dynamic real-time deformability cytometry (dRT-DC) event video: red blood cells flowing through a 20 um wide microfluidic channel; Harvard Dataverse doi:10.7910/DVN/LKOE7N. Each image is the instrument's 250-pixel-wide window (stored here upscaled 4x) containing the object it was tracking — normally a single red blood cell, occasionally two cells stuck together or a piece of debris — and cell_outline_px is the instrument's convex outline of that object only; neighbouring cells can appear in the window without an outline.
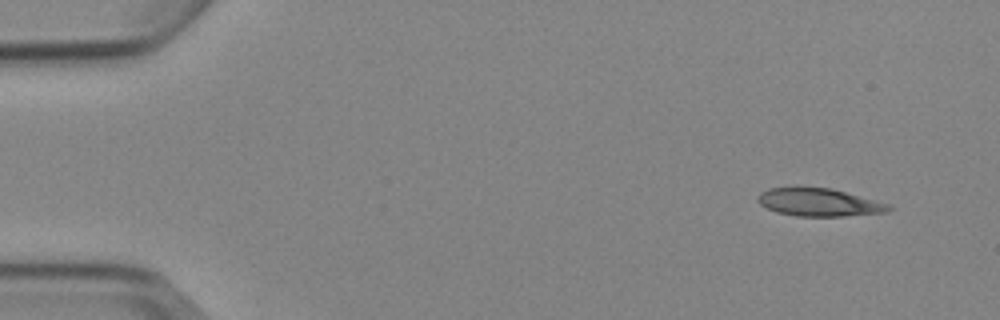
{"species": "Egyptian fruit bat (a non-hibernating species)", "species_latin": "Rousettus aegyptiacus", "temperature_condition": "cold", "stored_images_in_passage": 4, "camera_frame_rate_fps": 3000, "um_per_image_px": 0.085, "animal": {"sex": "female"}, "frame": {"image": 1, "passage_image": 1, "time_ms": 0.0, "image_size_px": [1000, 320], "cell_outline_px": [[896, 208], [884, 212], [844, 216], [796, 216], [776, 212], [760, 204], [756, 200], [760, 192], [768, 188], [832, 188], [892, 204]], "centroid_in_image_um": [69.67, 17.2], "position_along_channel_um": 15.3, "area_um2": 21.27}}
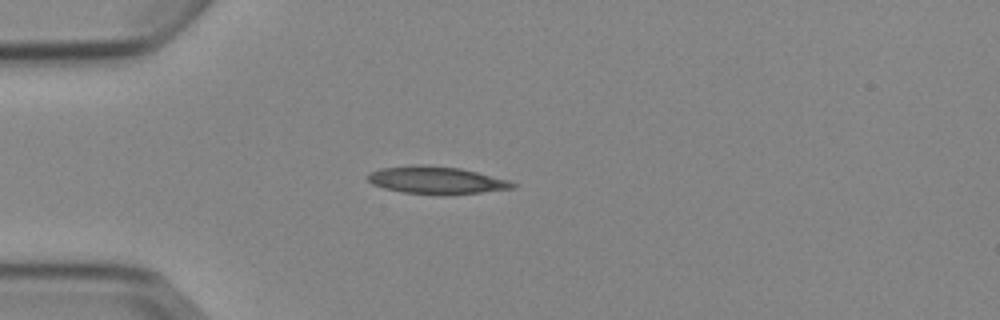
{"frame": {"image": 2, "passage_image": 4, "time_ms": 3.333, "image_size_px": [1000, 320], "cell_outline_px": [[520, 184], [516, 188], [480, 192], [404, 192], [384, 188], [372, 184], [364, 176], [380, 168], [424, 164], [460, 168], [508, 180]], "centroid_in_image_um": [37.08, 15.27], "position_along_channel_um": 47.9, "area_um2": 22.25}}